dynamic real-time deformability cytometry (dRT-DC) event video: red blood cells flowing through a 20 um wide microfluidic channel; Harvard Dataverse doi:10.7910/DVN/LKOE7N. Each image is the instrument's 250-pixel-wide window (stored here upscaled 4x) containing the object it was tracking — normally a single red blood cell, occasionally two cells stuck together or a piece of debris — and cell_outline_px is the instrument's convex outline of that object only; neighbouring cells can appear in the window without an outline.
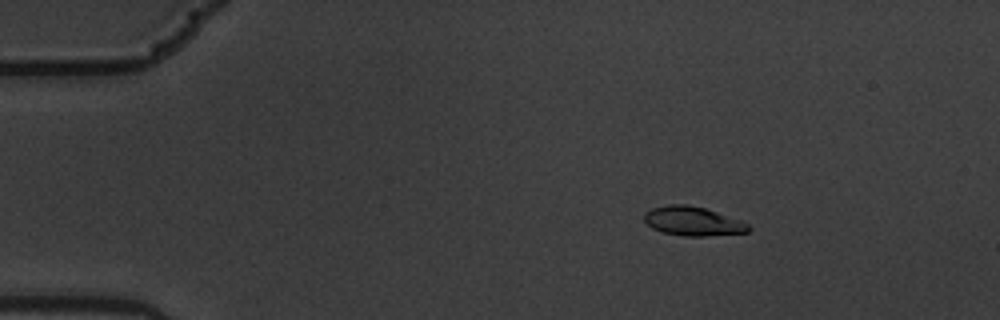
{"species": "common noctule bat (a hibernating species)", "species_latin": "Nyctalus noctula", "temperature_condition": "warm", "stored_images_in_passage": 6, "camera_frame_rate_fps": 3000, "um_per_image_px": 0.085, "animal": {"sex": "male", "body_mass_g": 19.5, "forearm_length_mm": 54.6}, "frame": {"image": 1, "passage_image": 4, "time_ms": 1.0, "image_size_px": [1000, 320], "cell_outline_px": [[752, 228], [748, 232], [704, 236], [684, 236], [660, 232], [652, 228], [644, 220], [644, 212], [652, 208], [668, 204], [688, 204], [704, 208], [740, 220], [748, 224]], "centroid_in_image_um": [58.86, 18.8], "position_along_channel_um": 26.1, "area_um2": 17.69}}